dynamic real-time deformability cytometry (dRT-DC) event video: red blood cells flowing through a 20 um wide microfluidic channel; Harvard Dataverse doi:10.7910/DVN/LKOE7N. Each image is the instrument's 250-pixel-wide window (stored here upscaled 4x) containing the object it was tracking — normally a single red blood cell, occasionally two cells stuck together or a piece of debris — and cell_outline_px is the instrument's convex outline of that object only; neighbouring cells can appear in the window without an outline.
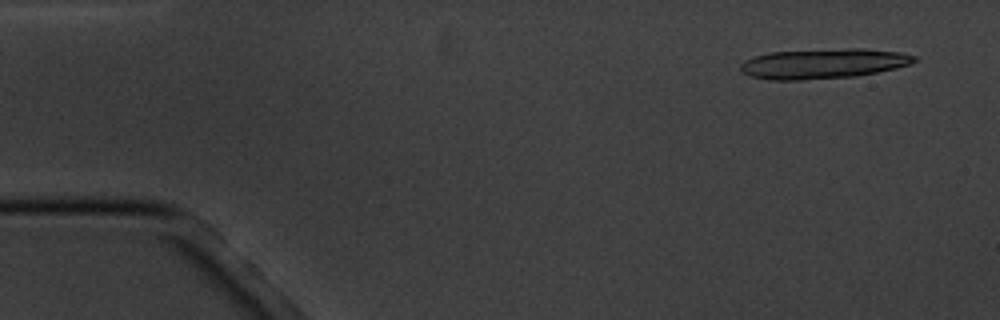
{"species": "common noctule bat (a hibernating species)", "species_latin": "Nyctalus noctula", "temperature_condition": "cold", "stored_images_in_passage": 6, "camera_frame_rate_fps": 3000, "um_per_image_px": 0.085, "animal": {"sex": "male", "body_mass_g": 20.1, "forearm_length_mm": 53.5}, "frame": {"image": 1, "passage_image": 1, "time_ms": 0.0, "image_size_px": [1000, 320], "cell_outline_px": [[916, 60], [912, 64], [896, 68], [856, 76], [800, 80], [768, 80], [752, 76], [740, 72], [740, 64], [744, 60], [768, 52], [848, 48], [860, 48], [900, 52], [916, 56]], "centroid_in_image_um": [69.96, 5.4], "position_along_channel_um": 15.0, "area_um2": 30.46}}
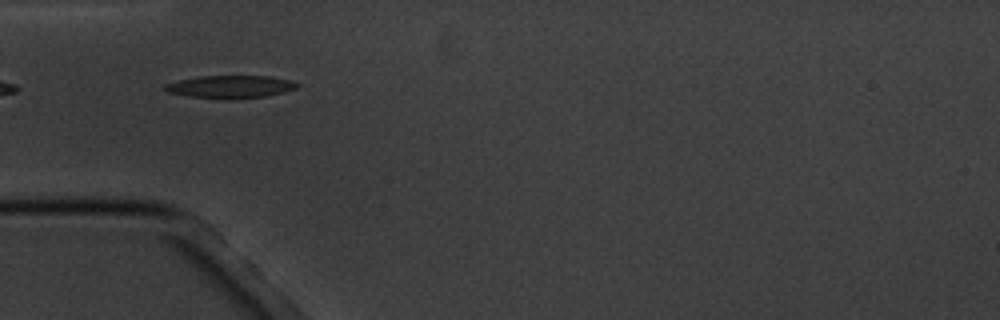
{"frame": {"image": 2, "passage_image": 5, "time_ms": 4.667, "image_size_px": [1000, 320], "cell_outline_px": [[300, 84], [296, 88], [284, 92], [264, 96], [236, 100], [188, 96], [168, 92], [164, 88], [164, 84], [176, 80], [200, 76], [268, 76], [292, 80]], "centroid_in_image_um": [19.58, 7.37], "position_along_channel_um": 65.4, "area_um2": 17.63}}
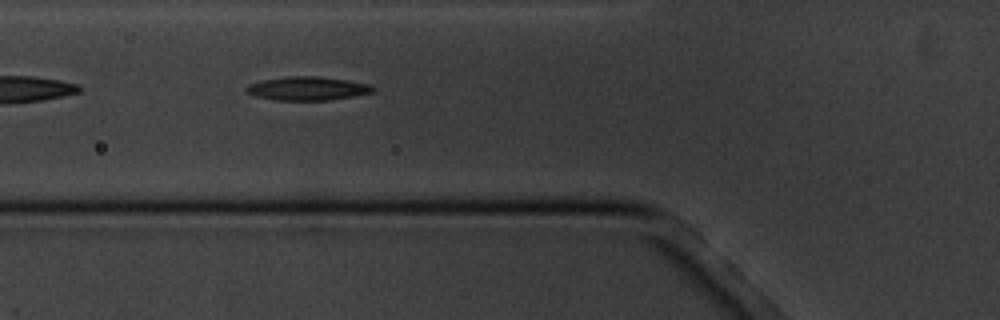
{"frame": {"image": 3, "passage_image": 6, "time_ms": 5.667, "image_size_px": [1000, 320], "cell_outline_px": [[376, 88], [372, 92], [352, 96], [328, 100], [276, 100], [256, 96], [248, 92], [244, 88], [248, 84], [264, 80], [288, 76], [320, 76], [348, 80], [372, 84]], "centroid_in_image_um": [26.17, 7.51], "position_along_channel_um": 99.6, "area_um2": 17.4}}